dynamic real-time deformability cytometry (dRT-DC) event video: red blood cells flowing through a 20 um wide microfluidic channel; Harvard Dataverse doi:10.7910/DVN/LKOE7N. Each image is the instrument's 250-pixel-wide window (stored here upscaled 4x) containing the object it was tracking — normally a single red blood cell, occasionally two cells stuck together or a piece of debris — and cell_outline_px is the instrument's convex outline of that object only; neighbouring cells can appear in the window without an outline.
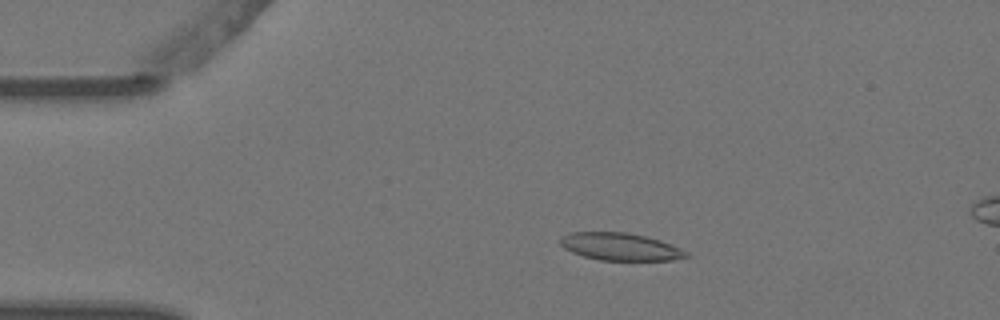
{"species": "Egyptian fruit bat (a non-hibernating species)", "species_latin": "Rousettus aegyptiacus", "temperature_condition": "warm", "stored_images_in_passage": 5, "segment_of_instrument_passage": [1, 2], "camera_frame_rate_fps": 3000, "um_per_image_px": 0.085, "animal": {"sex": "female"}, "frame": {"image": 1, "passage_image": 3, "time_ms": 0.667, "image_size_px": [1000, 320], "cell_outline_px": [[692, 256], [672, 260], [600, 260], [584, 256], [572, 252], [564, 248], [560, 244], [560, 240], [564, 236], [572, 232], [624, 232], [644, 236], [660, 240], [688, 252]], "centroid_in_image_um": [52.74, 20.97], "position_along_channel_um": 32.3, "area_um2": 19.94}}